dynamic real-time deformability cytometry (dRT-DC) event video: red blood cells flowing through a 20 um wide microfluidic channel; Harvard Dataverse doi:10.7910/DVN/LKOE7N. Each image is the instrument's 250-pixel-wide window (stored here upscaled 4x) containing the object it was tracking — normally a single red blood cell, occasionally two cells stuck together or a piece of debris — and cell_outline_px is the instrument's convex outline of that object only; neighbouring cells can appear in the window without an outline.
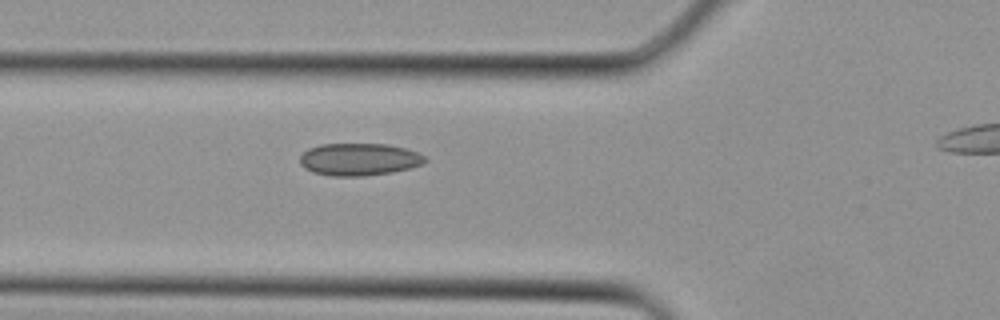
{"species": "Egyptian fruit bat (a non-hibernating species)", "species_latin": "Rousettus aegyptiacus", "temperature_condition": "cold", "stored_images_in_passage": 3, "segment_of_instrument_passage": [1, 2], "camera_frame_rate_fps": 3000, "um_per_image_px": 0.085, "animal": {"sex": "female"}, "frame": {"image": 1, "passage_image": 2, "time_ms": 0.333, "image_size_px": [1000, 320], "cell_outline_px": [[428, 160], [424, 164], [392, 172], [364, 176], [332, 176], [312, 172], [304, 168], [300, 164], [300, 156], [308, 148], [320, 144], [388, 144], [404, 148], [416, 152], [424, 156]], "centroid_in_image_um": [30.5, 13.55], "position_along_channel_um": 95.3, "area_um2": 23.64}}